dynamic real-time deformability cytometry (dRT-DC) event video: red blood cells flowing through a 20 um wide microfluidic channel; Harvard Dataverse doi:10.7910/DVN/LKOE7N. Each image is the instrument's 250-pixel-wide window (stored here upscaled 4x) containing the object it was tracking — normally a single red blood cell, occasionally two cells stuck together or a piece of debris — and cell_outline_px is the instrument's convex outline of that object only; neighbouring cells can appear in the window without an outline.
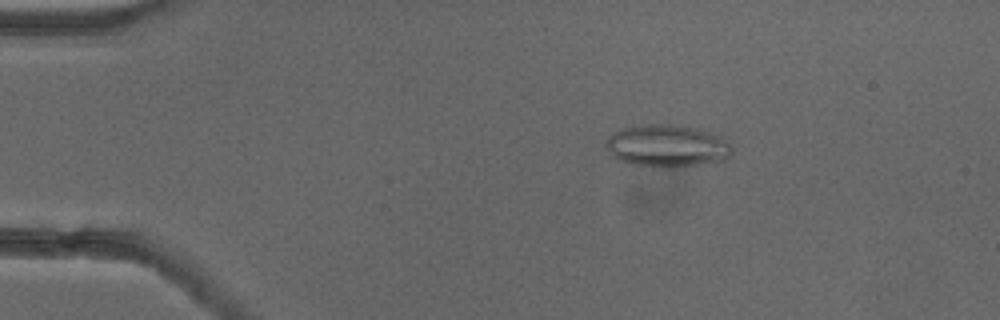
{"species": "common noctule bat (a hibernating species)", "species_latin": "Nyctalus noctula", "temperature_condition": "cold", "stored_images_in_passage": 44, "camera_frame_rate_fps": 3000, "um_per_image_px": 0.085, "animal": {"sex": "female"}, "frame": {"image": 1, "passage_image": 1, "time_ms": 0.0, "image_size_px": [1000, 320], "cell_outline_px": [[732, 148], [728, 156], [724, 160], [700, 164], [672, 168], [664, 168], [628, 164], [612, 156], [608, 148], [608, 136], [612, 132], [620, 128], [632, 124], [676, 124], [696, 128], [720, 136]], "centroid_in_image_um": [56.65, 12.39], "position_along_channel_um": 28.4, "area_um2": 31.27}}
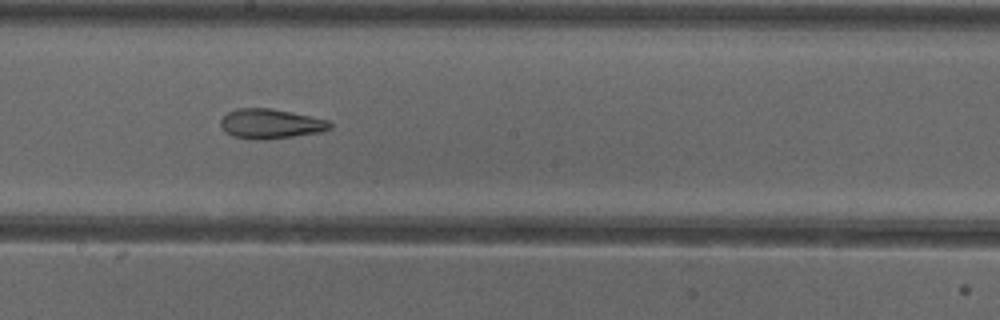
{"frame": {"image": 2, "passage_image": 21, "time_ms": 6.667, "image_size_px": [1000, 320], "cell_outline_px": [[332, 128], [320, 132], [268, 140], [260, 140], [232, 136], [220, 124], [220, 120], [228, 112], [236, 108], [272, 108], [328, 120], [332, 124]], "centroid_in_image_um": [23.02, 10.52], "position_along_channel_um": 225.2, "area_um2": 18.84}}
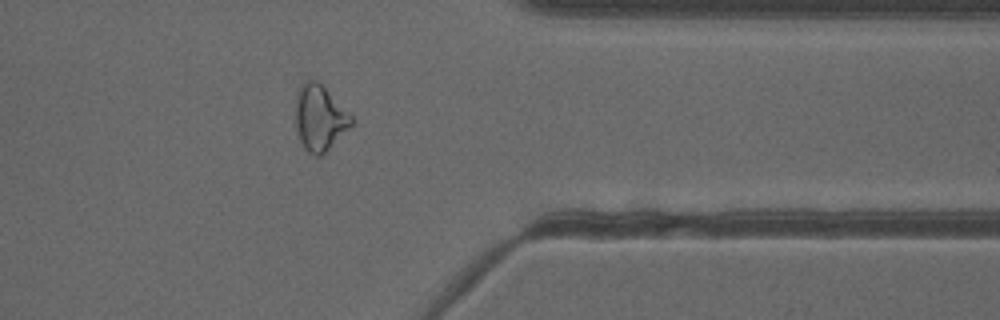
{"frame": {"image": 3, "passage_image": 34, "time_ms": 11.0, "image_size_px": [1000, 320], "cell_outline_px": [[352, 124], [320, 156], [316, 156], [308, 152], [304, 148], [300, 140], [296, 128], [296, 92], [300, 84], [304, 80], [316, 80], [352, 116]], "centroid_in_image_um": [27.12, 10.0], "position_along_channel_um": 384.3, "area_um2": 20.81}, "authors_computed_cell_mechanics": {"area_um2": 21.675, "velocity_mm_per_s": 3.9185, "shape_relaxation_time_tau1_ms": null, "shape_relaxation_time_tau2_ms": 2.9042, "deformation_change_tau1": null, "deformation_change_tau2": 0.1179}}